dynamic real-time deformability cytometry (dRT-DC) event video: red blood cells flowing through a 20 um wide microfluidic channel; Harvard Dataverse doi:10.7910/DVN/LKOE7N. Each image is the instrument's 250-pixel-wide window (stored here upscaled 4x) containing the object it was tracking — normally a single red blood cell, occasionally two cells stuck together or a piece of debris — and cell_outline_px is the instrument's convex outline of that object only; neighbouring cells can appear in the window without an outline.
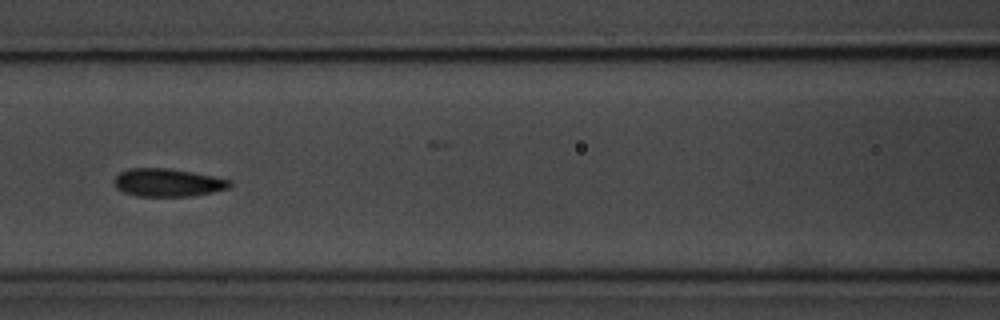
{"species": "common noctule bat (a hibernating species)", "species_latin": "Nyctalus noctula", "temperature_condition": "room temperature", "stored_images_in_passage": 13, "camera_frame_rate_fps": 3000, "um_per_image_px": 0.085, "animal": {"sex": "male", "body_mass_g": 20.1, "forearm_length_mm": 53.5}, "frame": {"image": 1, "passage_image": 5, "time_ms": 5.667, "image_size_px": [1000, 320], "cell_outline_px": [[232, 184], [228, 188], [212, 192], [192, 196], [136, 196], [124, 192], [116, 188], [112, 180], [120, 172], [128, 168], [168, 168], [192, 172], [232, 180]], "centroid_in_image_um": [14.23, 15.52], "position_along_channel_um": 152.4, "area_um2": 18.9}}
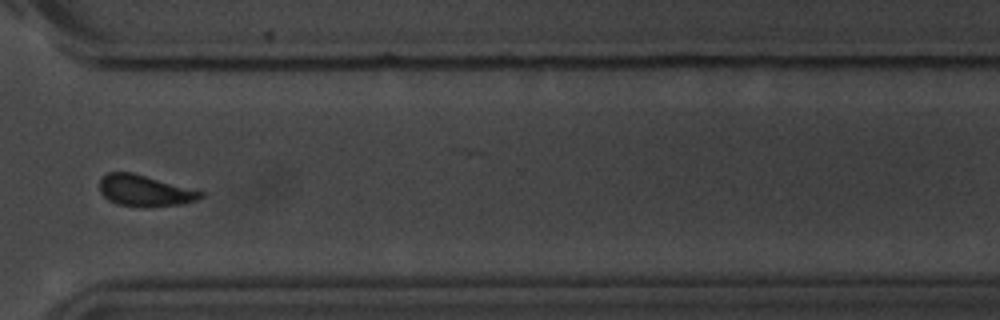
{"frame": {"image": 2, "passage_image": 10, "time_ms": 11.333, "image_size_px": [1000, 320], "cell_outline_px": [[204, 196], [196, 200], [184, 204], [152, 208], [144, 208], [116, 204], [108, 200], [100, 192], [100, 180], [108, 172], [132, 172], [204, 192]], "centroid_in_image_um": [12.31, 16.24], "position_along_channel_um": 358.3, "area_um2": 18.61}}
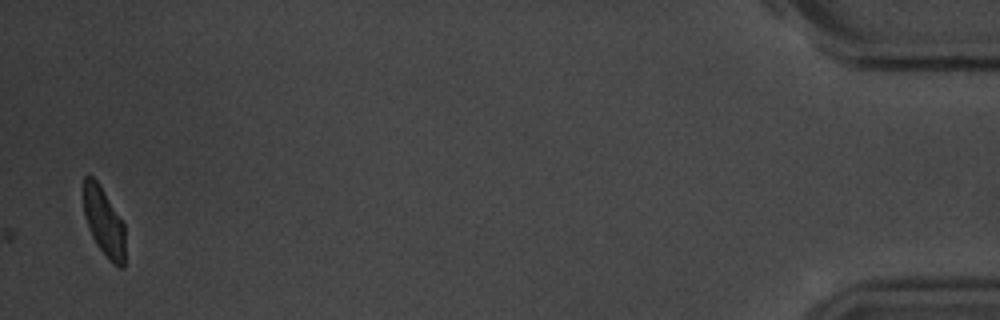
{"frame": {"image": 3, "passage_image": 13, "time_ms": 15.667, "image_size_px": [1000, 320], "cell_outline_px": [[124, 268], [120, 268], [112, 264], [108, 260], [96, 244], [92, 236], [84, 216], [84, 176], [92, 176], [96, 180], [104, 192], [124, 224]], "centroid_in_image_um": [8.83, 18.91], "position_along_channel_um": 426.4, "area_um2": 16.42}, "authors_computed_cell_mechanics": {"area_um2": 18.496, "velocity_mm_per_s": 3.6439, "shape_relaxation_time_tau1_ms": 3.377, "shape_relaxation_time_tau2_ms": 2.0456, "deformation_change_tau1": 0.1014, "deformation_change_tau2": 0.0629}}